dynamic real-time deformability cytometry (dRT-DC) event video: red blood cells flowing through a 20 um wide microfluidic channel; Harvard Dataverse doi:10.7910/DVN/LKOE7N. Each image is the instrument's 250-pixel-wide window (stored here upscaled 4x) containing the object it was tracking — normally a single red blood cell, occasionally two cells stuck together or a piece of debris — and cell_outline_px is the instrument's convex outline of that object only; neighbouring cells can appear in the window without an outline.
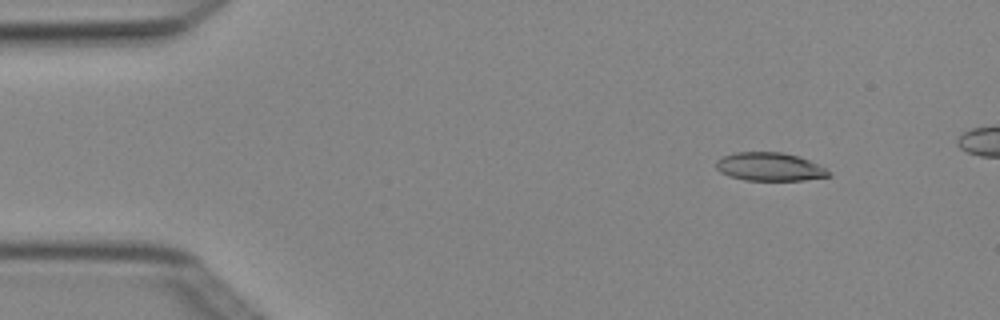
{"species": "Egyptian fruit bat (a non-hibernating species)", "species_latin": "Rousettus aegyptiacus", "temperature_condition": "cold", "stored_images_in_passage": 4, "camera_frame_rate_fps": 3000, "um_per_image_px": 0.085, "animal": {"sex": "female"}, "frame": {"image": 1, "passage_image": 1, "time_ms": 0.0, "image_size_px": [1000, 320], "cell_outline_px": [[832, 176], [804, 180], [744, 180], [728, 176], [720, 172], [716, 168], [716, 160], [720, 156], [736, 152], [784, 152], [800, 156], [824, 168]], "centroid_in_image_um": [65.37, 14.17], "position_along_channel_um": 19.6, "area_um2": 18.67}}